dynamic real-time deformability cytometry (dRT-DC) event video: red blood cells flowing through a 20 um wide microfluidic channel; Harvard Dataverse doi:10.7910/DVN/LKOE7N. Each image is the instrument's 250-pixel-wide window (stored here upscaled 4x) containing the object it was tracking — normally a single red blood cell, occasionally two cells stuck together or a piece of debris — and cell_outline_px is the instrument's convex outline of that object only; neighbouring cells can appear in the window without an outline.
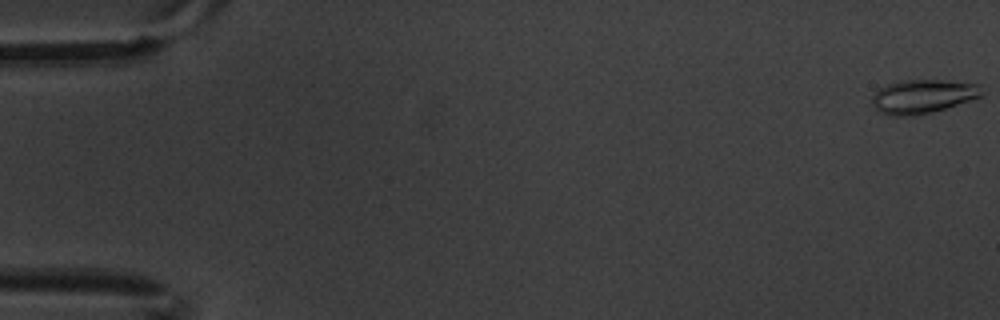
{"species": "common noctule bat (a hibernating species)", "species_latin": "Nyctalus noctula", "temperature_condition": "warm", "stored_images_in_passage": 5, "camera_frame_rate_fps": 3000, "um_per_image_px": 0.085, "animal": {"sex": "male", "body_mass_g": 20.1, "forearm_length_mm": 53.5}, "frame": {"image": 1, "passage_image": 1, "time_ms": 0.0, "image_size_px": [1000, 320], "cell_outline_px": [[980, 96], [932, 112], [912, 116], [892, 116], [880, 112], [872, 104], [872, 96], [880, 88], [888, 84], [908, 80], [944, 80], [980, 84]], "centroid_in_image_um": [78.39, 8.2], "position_along_channel_um": 6.6, "area_um2": 21.15}}